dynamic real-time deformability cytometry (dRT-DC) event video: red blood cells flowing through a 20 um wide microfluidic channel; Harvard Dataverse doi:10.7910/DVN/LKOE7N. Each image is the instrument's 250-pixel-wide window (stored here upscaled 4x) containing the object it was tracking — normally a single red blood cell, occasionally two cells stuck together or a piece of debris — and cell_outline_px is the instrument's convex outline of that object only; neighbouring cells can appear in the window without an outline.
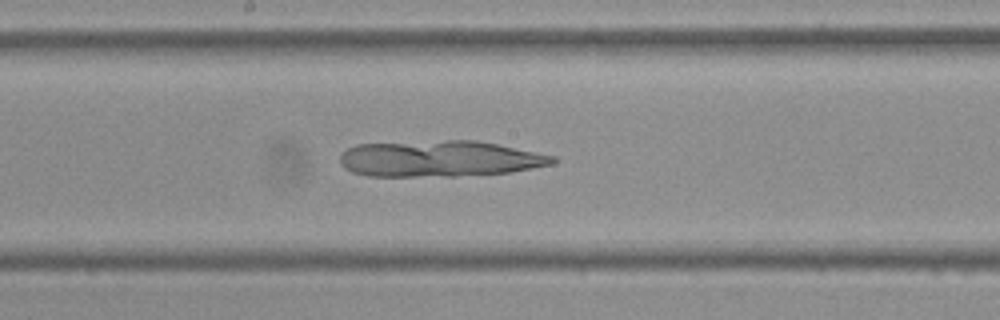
{"species": "Egyptian fruit bat (a non-hibernating species)", "species_latin": "Rousettus aegyptiacus", "temperature_condition": "cold", "stored_images_in_passage": 45, "camera_frame_rate_fps": 3000, "um_per_image_px": 0.085, "frame": {"image": 1, "passage_image": 19, "time_ms": 6.0, "image_size_px": [1000, 320], "cell_outline_px": [[560, 160], [552, 164], [532, 168], [508, 172], [456, 176], [368, 176], [352, 172], [344, 168], [340, 164], [340, 152], [356, 144], [448, 140], [476, 140], [556, 156]], "centroid_in_image_um": [37.34, 13.49], "position_along_channel_um": 210.9, "area_um2": 44.91}}
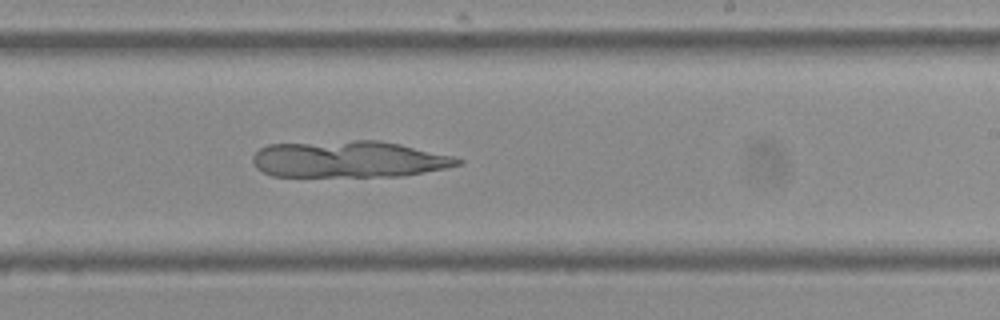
{"frame": {"image": 2, "passage_image": 23, "time_ms": 7.333, "image_size_px": [1000, 320], "cell_outline_px": [[464, 164], [448, 168], [404, 176], [272, 176], [256, 168], [252, 164], [252, 156], [260, 148], [268, 144], [356, 140], [380, 140], [400, 144], [452, 156], [464, 160]], "centroid_in_image_um": [29.67, 13.54], "position_along_channel_um": 259.3, "area_um2": 44.04}}